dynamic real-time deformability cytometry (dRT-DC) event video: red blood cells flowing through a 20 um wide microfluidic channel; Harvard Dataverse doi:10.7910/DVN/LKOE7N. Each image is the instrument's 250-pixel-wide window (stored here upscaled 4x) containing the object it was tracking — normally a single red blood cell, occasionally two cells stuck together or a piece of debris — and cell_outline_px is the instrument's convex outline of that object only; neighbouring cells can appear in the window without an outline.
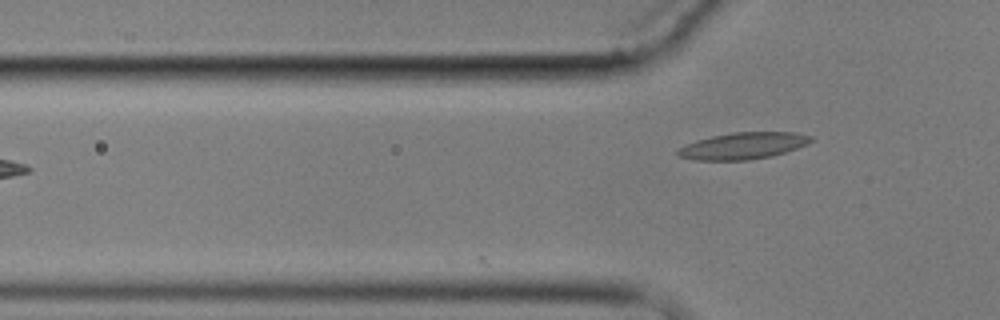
{"species": "common noctule bat (a hibernating species)", "species_latin": "Nyctalus noctula", "temperature_condition": "cold", "stored_images_in_passage": 6, "camera_frame_rate_fps": 3000, "um_per_image_px": 0.085, "animal": {"sex": "male", "body_mass_g": 17.9}, "frame": {"image": 1, "passage_image": 6, "time_ms": 7.333, "image_size_px": [1000, 320], "cell_outline_px": [[812, 140], [796, 148], [772, 156], [748, 160], [692, 160], [676, 156], [676, 148], [684, 144], [696, 140], [712, 136], [732, 132], [796, 132], [812, 136]], "centroid_in_image_um": [63.07, 12.39], "position_along_channel_um": 62.7, "area_um2": 20.81}}